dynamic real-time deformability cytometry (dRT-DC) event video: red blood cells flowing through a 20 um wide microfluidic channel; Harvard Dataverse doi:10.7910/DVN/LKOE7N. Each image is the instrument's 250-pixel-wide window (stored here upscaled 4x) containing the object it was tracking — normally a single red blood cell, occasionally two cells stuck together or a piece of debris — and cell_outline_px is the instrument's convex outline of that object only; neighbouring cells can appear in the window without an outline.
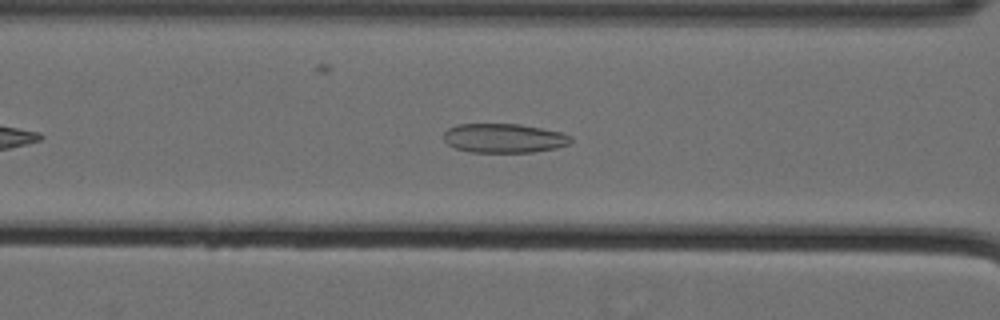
{"species": "Egyptian fruit bat (a non-hibernating species)", "species_latin": "Rousettus aegyptiacus", "temperature_condition": "cold", "stored_images_in_passage": 44, "camera_frame_rate_fps": 3000, "um_per_image_px": 0.085, "animal": {"sex": "female"}, "frame": {"image": 1, "passage_image": 11, "time_ms": 3.333, "image_size_px": [1000, 320], "cell_outline_px": [[572, 140], [568, 144], [556, 148], [532, 152], [468, 152], [456, 148], [448, 144], [444, 140], [444, 132], [448, 128], [456, 124], [520, 124], [560, 132], [572, 136]], "centroid_in_image_um": [42.82, 11.74], "position_along_channel_um": 123.8, "area_um2": 21.62}}
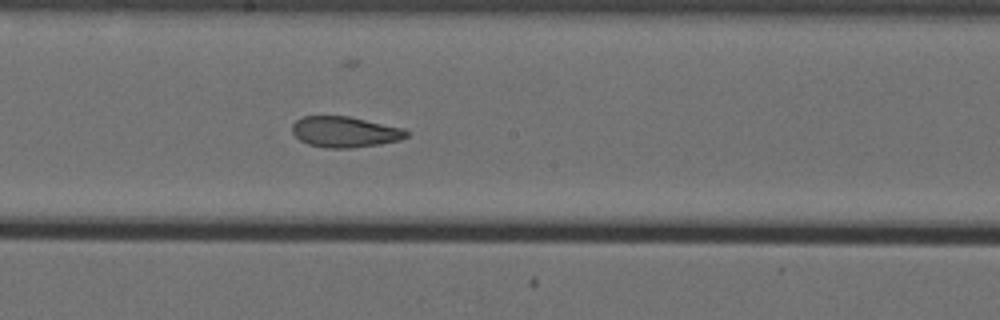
{"frame": {"image": 2, "passage_image": 19, "time_ms": 6.0, "image_size_px": [1000, 320], "cell_outline_px": [[408, 136], [400, 140], [380, 144], [352, 148], [324, 148], [308, 144], [300, 140], [292, 132], [292, 124], [296, 120], [304, 116], [348, 116], [404, 128], [408, 132]], "centroid_in_image_um": [29.31, 11.21], "position_along_channel_um": 218.9, "area_um2": 20.58}}
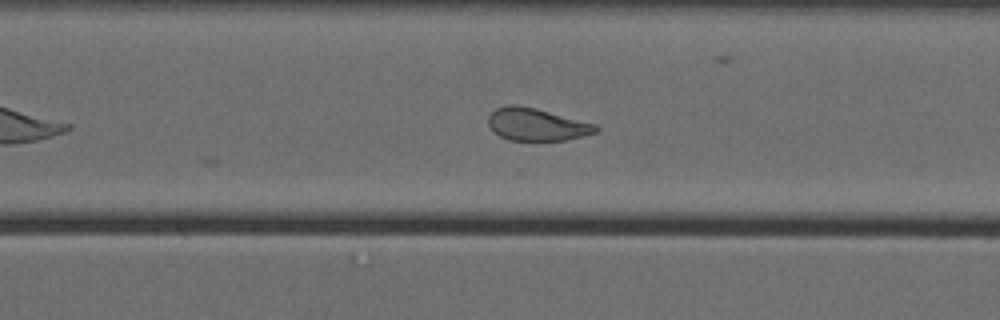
{"frame": {"image": 3, "passage_image": 28, "time_ms": 9.0, "image_size_px": [1000, 320], "cell_outline_px": [[600, 128], [596, 132], [584, 136], [568, 140], [508, 140], [500, 136], [488, 124], [488, 116], [496, 108], [508, 104], [516, 104], [536, 108], [596, 124]], "centroid_in_image_um": [45.63, 10.57], "position_along_channel_um": 325.0, "area_um2": 20.35}, "authors_computed_cell_mechanics": {"area_um2": 20.5768, "velocity_mm_per_s": 3.5669, "shape_relaxation_time_tau1_ms": null, "shape_relaxation_time_tau2_ms": 1.904, "deformation_change_tau1": null, "deformation_change_tau2": 0.0846}}